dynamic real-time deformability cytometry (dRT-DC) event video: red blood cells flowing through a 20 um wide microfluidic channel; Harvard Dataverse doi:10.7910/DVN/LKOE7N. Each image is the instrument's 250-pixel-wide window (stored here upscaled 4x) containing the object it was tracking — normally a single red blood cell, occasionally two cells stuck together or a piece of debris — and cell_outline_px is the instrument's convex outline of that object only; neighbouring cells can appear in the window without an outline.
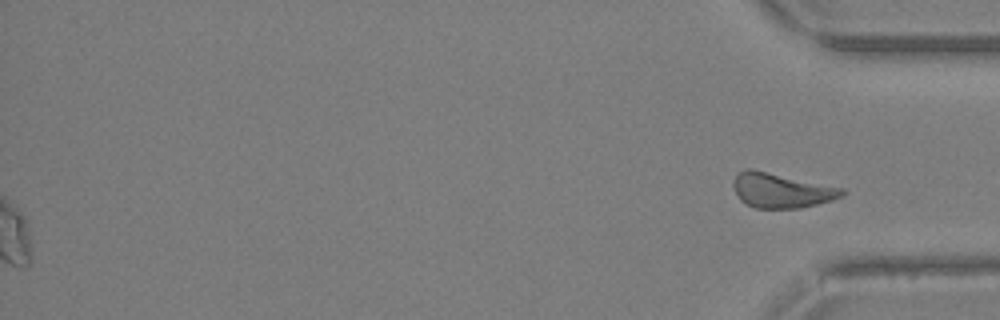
{"species": "Egyptian fruit bat (a non-hibernating species)", "species_latin": "Rousettus aegyptiacus", "temperature_condition": "warm", "stored_images_in_passage": 32, "segment_of_instrument_passage": [2, 2], "camera_frame_rate_fps": 3000, "um_per_image_px": 0.085, "animal": {"sex": "female"}, "frame": {"image": 1, "passage_image": 32, "time_ms": 10.333, "image_size_px": [1000, 320], "cell_outline_px": [[848, 192], [844, 196], [832, 200], [800, 208], [756, 208], [740, 200], [732, 184], [732, 180], [736, 172], [744, 168], [752, 168], [844, 188]], "centroid_in_image_um": [66.41, 16.16], "position_along_channel_um": 368.8, "area_um2": 22.31}}